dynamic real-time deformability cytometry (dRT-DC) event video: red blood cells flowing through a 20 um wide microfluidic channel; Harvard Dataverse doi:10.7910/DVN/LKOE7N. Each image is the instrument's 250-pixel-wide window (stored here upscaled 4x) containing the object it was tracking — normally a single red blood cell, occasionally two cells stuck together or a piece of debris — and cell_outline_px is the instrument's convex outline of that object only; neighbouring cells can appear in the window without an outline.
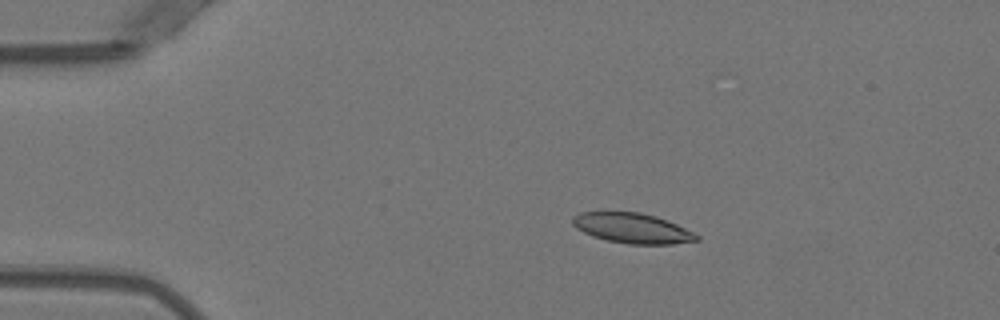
{"species": "Egyptian fruit bat (a non-hibernating species)", "species_latin": "Rousettus aegyptiacus", "temperature_condition": "warm", "stored_images_in_passage": 44, "camera_frame_rate_fps": 3000, "um_per_image_px": 0.085, "animal": {"sex": "female"}, "frame": {"image": 1, "passage_image": 3, "time_ms": 0.667, "image_size_px": [1000, 320], "cell_outline_px": [[700, 240], [672, 244], [628, 244], [608, 240], [592, 236], [576, 228], [572, 224], [572, 216], [580, 212], [640, 212], [656, 216], [676, 224], [700, 236]], "centroid_in_image_um": [53.73, 19.39], "position_along_channel_um": 31.3, "area_um2": 21.68}}
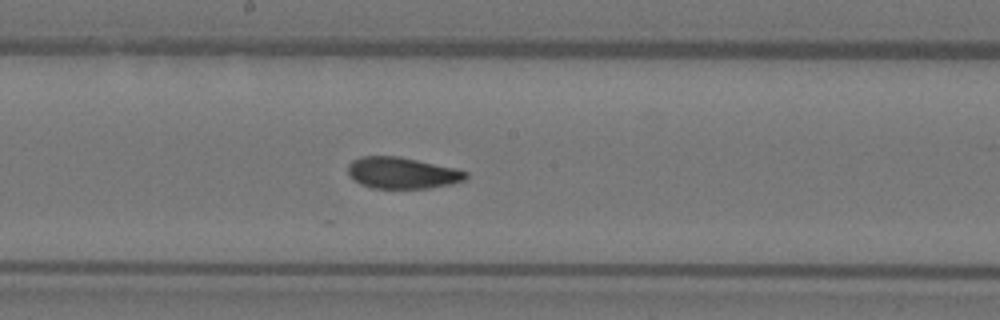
{"frame": {"image": 2, "passage_image": 21, "time_ms": 6.667, "image_size_px": [1000, 320], "cell_outline_px": [[468, 176], [464, 180], [452, 184], [428, 188], [372, 188], [360, 184], [348, 176], [348, 164], [352, 160], [360, 156], [400, 156], [456, 168], [468, 172]], "centroid_in_image_um": [34.17, 14.69], "position_along_channel_um": 214.0, "area_um2": 21.79}}
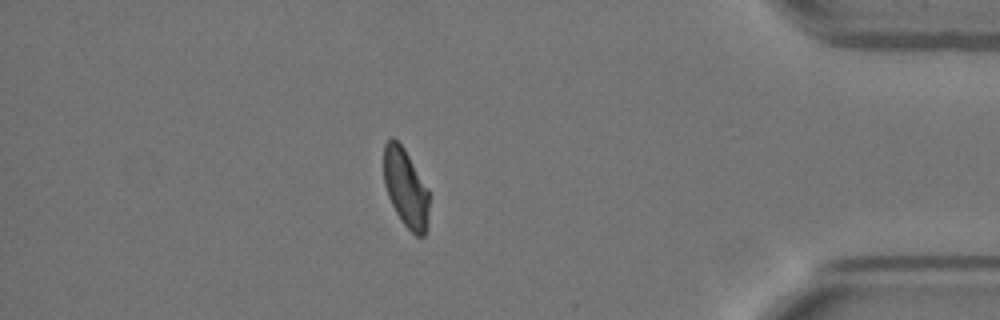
{"frame": {"image": 3, "passage_image": 38, "time_ms": 12.333, "image_size_px": [1000, 320], "cell_outline_px": [[428, 228], [424, 236], [416, 236], [404, 224], [396, 212], [388, 196], [384, 184], [384, 144], [392, 136], [404, 148], [428, 188]], "centroid_in_image_um": [34.49, 15.98], "position_along_channel_um": 400.7, "area_um2": 20.63}, "authors_computed_cell_mechanics": {"area_um2": 21.964, "velocity_mm_per_s": 3.9462, "shape_relaxation_time_tau1_ms": 7.0642, "shape_relaxation_time_tau2_ms": 1.4572, "deformation_change_tau1": 0.191, "deformation_change_tau2": 0.068}}